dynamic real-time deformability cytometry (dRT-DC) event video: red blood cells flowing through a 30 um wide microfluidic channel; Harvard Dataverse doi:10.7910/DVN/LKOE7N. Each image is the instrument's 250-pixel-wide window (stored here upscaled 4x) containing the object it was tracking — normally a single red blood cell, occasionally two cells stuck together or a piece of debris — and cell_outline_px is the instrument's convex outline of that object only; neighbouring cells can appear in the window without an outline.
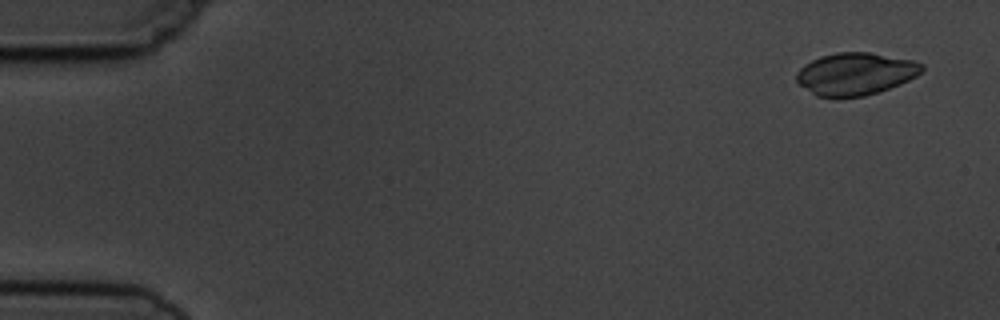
{"species": "common noctule bat (a hibernating species)", "species_latin": "Nyctalus noctula", "temperature_condition": "cold", "stored_images_in_passage": 6, "camera_frame_rate_fps": 3000, "um_per_image_px": 0.085, "animal": {"sex": "male", "body_mass_g": 19.5, "forearm_length_mm": 54.6}, "frame": {"image": 1, "passage_image": 1, "time_ms": 0.0, "image_size_px": [1000, 320], "cell_outline_px": [[924, 68], [916, 76], [900, 84], [864, 96], [836, 100], [816, 96], [800, 84], [796, 80], [796, 72], [804, 64], [820, 56], [836, 52], [868, 52], [912, 60], [924, 64]], "centroid_in_image_um": [72.67, 6.3], "position_along_channel_um": 12.3, "area_um2": 31.27}}